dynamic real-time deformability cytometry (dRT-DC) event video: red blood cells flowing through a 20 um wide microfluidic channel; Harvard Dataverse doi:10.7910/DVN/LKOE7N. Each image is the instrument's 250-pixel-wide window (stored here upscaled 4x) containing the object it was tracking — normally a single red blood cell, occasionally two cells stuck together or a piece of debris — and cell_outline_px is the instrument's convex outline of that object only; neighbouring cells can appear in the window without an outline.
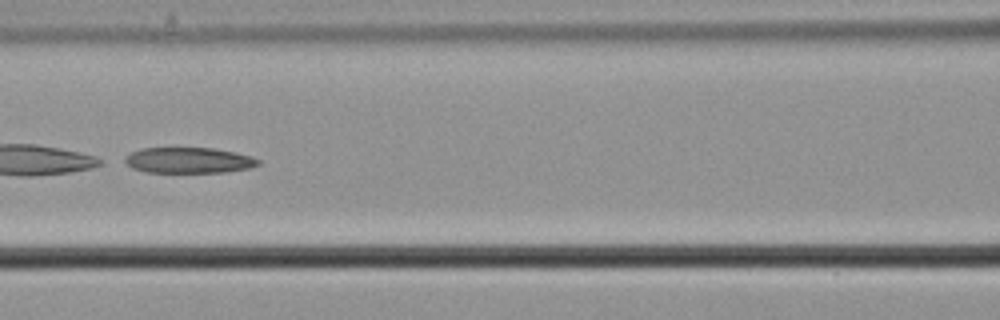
{"species": "common noctule bat (a hibernating species)", "species_latin": "Nyctalus noctula", "temperature_condition": "cold", "stored_images_in_passage": 9, "camera_frame_rate_fps": 3000, "um_per_image_px": 0.085, "animal": {"sex": "male", "body_mass_g": 21.5, "forearm_length_mm": 52.0}, "frame": {"image": 1, "passage_image": 7, "time_ms": 2.0, "image_size_px": [1000, 320], "cell_outline_px": [[260, 164], [248, 168], [228, 172], [144, 172], [132, 168], [120, 160], [132, 152], [140, 148], [212, 148], [236, 152], [252, 156], [260, 160]], "centroid_in_image_um": [16.01, 13.62], "position_along_channel_um": 150.6, "area_um2": 20.17}}
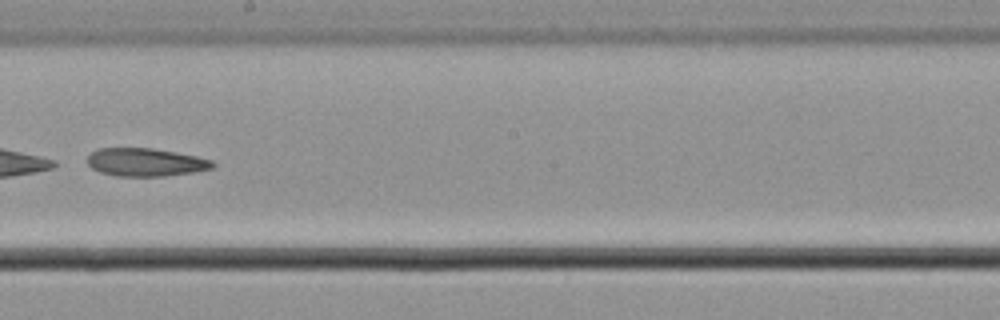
{"frame": {"image": 2, "passage_image": 9, "time_ms": 2.667, "image_size_px": [1000, 320], "cell_outline_px": [[216, 164], [212, 168], [196, 172], [164, 176], [116, 176], [100, 172], [92, 168], [88, 164], [88, 156], [92, 152], [100, 148], [152, 148], [176, 152], [196, 156], [212, 160]], "centroid_in_image_um": [12.4, 13.79], "position_along_channel_um": 235.8, "area_um2": 20.52}}